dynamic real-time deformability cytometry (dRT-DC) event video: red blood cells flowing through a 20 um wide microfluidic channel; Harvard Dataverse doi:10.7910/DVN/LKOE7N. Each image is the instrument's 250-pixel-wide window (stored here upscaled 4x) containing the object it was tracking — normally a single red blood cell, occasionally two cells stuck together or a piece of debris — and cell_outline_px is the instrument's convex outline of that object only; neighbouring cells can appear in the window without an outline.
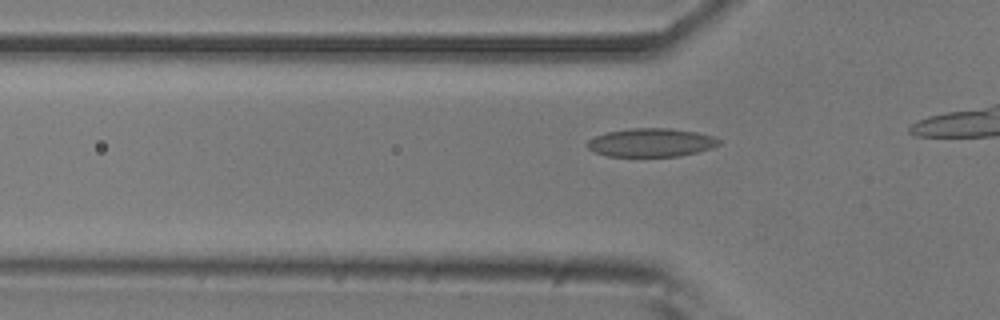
{"species": "common noctule bat (a hibernating species)", "species_latin": "Nyctalus noctula", "temperature_condition": "room temperature", "stored_images_in_passage": 9, "camera_frame_rate_fps": 3000, "um_per_image_px": 0.085, "animal": {"sex": "male", "body_mass_g": 20.5, "forearm_length_mm": 52.5}, "frame": {"image": 1, "passage_image": 3, "time_ms": 0.667, "image_size_px": [1000, 320], "cell_outline_px": [[720, 144], [712, 148], [680, 156], [608, 156], [596, 152], [588, 148], [584, 144], [588, 140], [596, 136], [608, 132], [628, 128], [668, 128], [696, 132], [712, 136], [720, 140]], "centroid_in_image_um": [55.33, 12.11], "position_along_channel_um": 70.5, "area_um2": 21.73}}
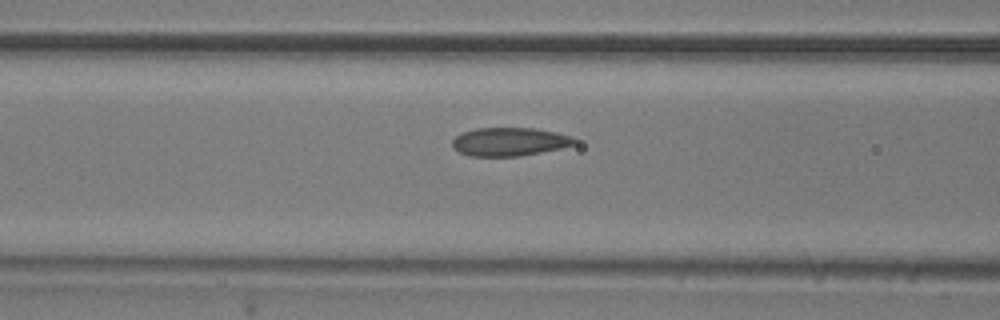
{"frame": {"image": 2, "passage_image": 7, "time_ms": 2.0, "image_size_px": [1000, 320], "cell_outline_px": [[576, 144], [560, 148], [520, 156], [468, 156], [452, 148], [452, 140], [456, 136], [464, 132], [476, 128], [536, 128], [556, 132], [572, 136], [576, 140]], "centroid_in_image_um": [43.3, 12.04], "position_along_channel_um": 123.3, "area_um2": 20.23}}